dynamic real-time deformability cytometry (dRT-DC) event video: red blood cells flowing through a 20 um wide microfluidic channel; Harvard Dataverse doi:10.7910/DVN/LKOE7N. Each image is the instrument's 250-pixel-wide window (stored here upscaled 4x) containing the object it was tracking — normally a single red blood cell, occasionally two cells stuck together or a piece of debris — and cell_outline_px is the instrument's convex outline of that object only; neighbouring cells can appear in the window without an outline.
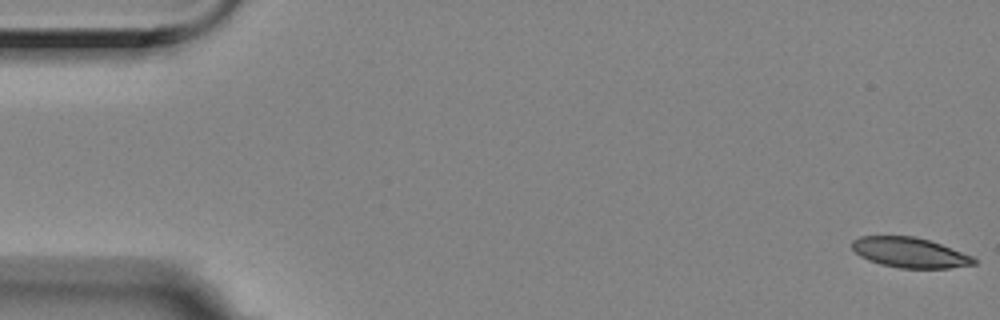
{"species": "Egyptian fruit bat (a non-hibernating species)", "species_latin": "Rousettus aegyptiacus", "temperature_condition": "room temperature", "stored_images_in_passage": 9, "camera_frame_rate_fps": 3000, "um_per_image_px": 0.085, "animal": {"sex": "female"}, "frame": {"image": 1, "passage_image": 1, "time_ms": 0.0, "image_size_px": [1000, 320], "cell_outline_px": [[976, 264], [948, 268], [900, 268], [880, 264], [868, 260], [860, 256], [852, 248], [852, 240], [860, 236], [912, 236], [928, 240], [940, 244], [972, 256], [976, 260]], "centroid_in_image_um": [77.3, 21.47], "position_along_channel_um": 7.7, "area_um2": 21.21}}